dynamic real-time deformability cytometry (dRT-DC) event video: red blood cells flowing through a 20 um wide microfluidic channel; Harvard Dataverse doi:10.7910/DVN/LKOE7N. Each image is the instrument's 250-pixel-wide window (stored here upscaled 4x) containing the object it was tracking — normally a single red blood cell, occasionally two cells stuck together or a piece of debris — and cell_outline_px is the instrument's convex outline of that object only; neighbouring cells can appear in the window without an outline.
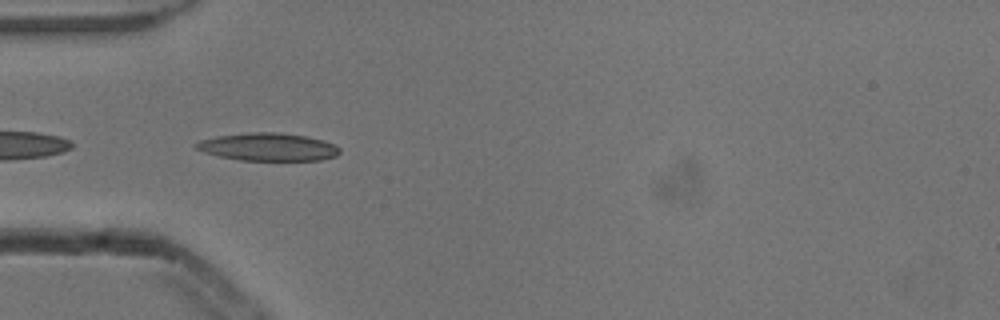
{"species": "common noctule bat (a hibernating species)", "species_latin": "Nyctalus noctula", "temperature_condition": "cold", "stored_images_in_passage": 3, "camera_frame_rate_fps": 3000, "um_per_image_px": 0.085, "animal": {"sex": "male", "body_mass_g": 13.3}, "frame": {"image": 1, "passage_image": 2, "time_ms": 0.333, "image_size_px": [1000, 320], "cell_outline_px": [[340, 152], [336, 156], [320, 160], [240, 160], [220, 156], [204, 152], [196, 148], [196, 144], [200, 140], [216, 136], [252, 132], [280, 132], [304, 136], [324, 140], [340, 148]], "centroid_in_image_um": [22.81, 12.48], "position_along_channel_um": 62.2, "area_um2": 23.06}}
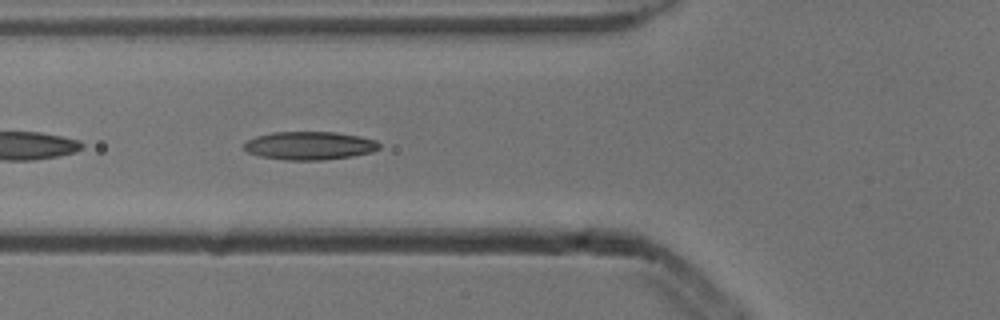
{"frame": {"image": 2, "passage_image": 3, "time_ms": 0.667, "image_size_px": [1000, 320], "cell_outline_px": [[380, 148], [372, 152], [352, 156], [324, 160], [284, 160], [260, 156], [248, 152], [244, 148], [244, 144], [248, 140], [256, 136], [272, 132], [336, 132], [360, 136], [376, 140], [380, 144]], "centroid_in_image_um": [26.33, 12.38], "position_along_channel_um": 99.5, "area_um2": 22.31}}